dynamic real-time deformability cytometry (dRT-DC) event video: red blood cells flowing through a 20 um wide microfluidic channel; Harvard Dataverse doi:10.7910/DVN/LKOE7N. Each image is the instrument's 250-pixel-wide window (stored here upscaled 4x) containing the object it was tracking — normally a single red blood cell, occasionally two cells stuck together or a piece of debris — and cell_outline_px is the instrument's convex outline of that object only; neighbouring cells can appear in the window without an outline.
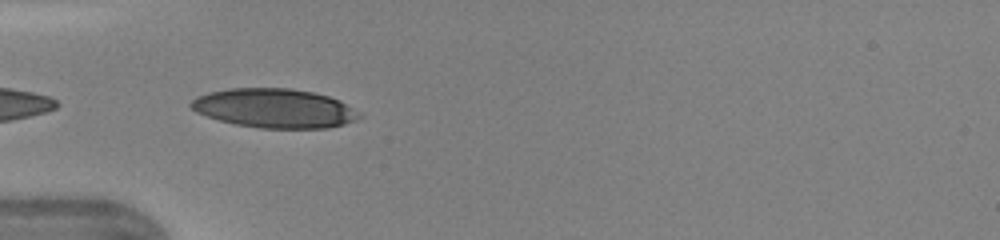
{"species": "human", "species_latin": "Homo sapiens", "temperature_condition": "warm", "stored_images_in_passage": 13, "camera_frame_rate_fps": 3000, "um_per_image_px": 0.085, "donor": {"sex": "female"}, "frame": {"image": 1, "passage_image": 1, "time_ms": 0.0, "image_size_px": [1000, 240], "cell_outline_px": [[364, 116], [356, 120], [344, 124], [328, 128], [260, 128], [236, 124], [220, 120], [196, 112], [188, 104], [196, 96], [208, 92], [228, 88], [292, 88], [312, 92], [328, 96], [340, 100], [360, 112]], "centroid_in_image_um": [23.35, 9.19], "position_along_channel_um": 61.7, "area_um2": 38.55}}
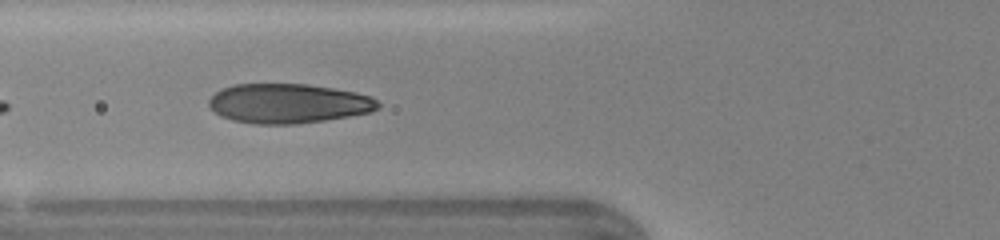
{"frame": {"image": 2, "passage_image": 4, "time_ms": 1.0, "image_size_px": [1000, 240], "cell_outline_px": [[380, 108], [372, 112], [324, 120], [296, 124], [256, 124], [232, 120], [220, 116], [208, 108], [208, 100], [220, 88], [232, 84], [308, 84], [356, 92], [372, 96], [380, 104]], "centroid_in_image_um": [24.48, 8.79], "position_along_channel_um": 101.3, "area_um2": 39.3}}